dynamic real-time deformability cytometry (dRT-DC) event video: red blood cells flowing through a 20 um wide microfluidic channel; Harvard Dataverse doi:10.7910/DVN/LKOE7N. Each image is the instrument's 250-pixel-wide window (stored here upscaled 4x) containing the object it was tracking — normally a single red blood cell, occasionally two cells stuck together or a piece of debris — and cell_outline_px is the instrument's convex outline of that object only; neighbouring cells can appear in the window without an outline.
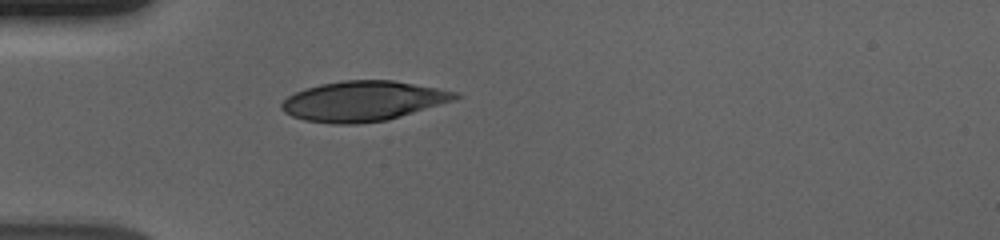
{"species": "human", "species_latin": "Homo sapiens", "temperature_condition": "cold", "stored_images_in_passage": 40, "camera_frame_rate_fps": 3000, "um_per_image_px": 0.085, "donor": {"sex": "male"}, "frame": {"image": 1, "passage_image": 1, "time_ms": 0.0, "image_size_px": [1000, 240], "cell_outline_px": [[464, 96], [456, 100], [388, 120], [356, 124], [332, 124], [304, 120], [292, 116], [284, 112], [280, 108], [280, 104], [288, 96], [304, 88], [320, 84], [344, 80], [392, 80], [460, 92]], "centroid_in_image_um": [30.89, 8.59], "position_along_channel_um": 54.1, "area_um2": 40.81}}
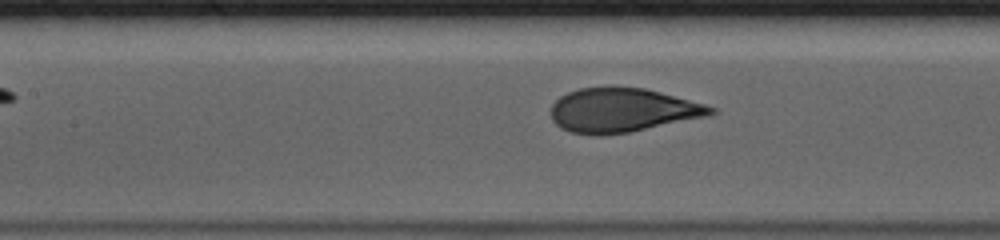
{"frame": {"image": 2, "passage_image": 10, "time_ms": 3.0, "image_size_px": [1000, 240], "cell_outline_px": [[716, 112], [708, 116], [628, 132], [600, 136], [596, 136], [572, 132], [560, 128], [552, 120], [552, 104], [560, 96], [568, 92], [580, 88], [644, 88], [660, 92], [704, 104], [716, 108]], "centroid_in_image_um": [52.88, 9.38], "position_along_channel_um": 154.5, "area_um2": 40.52}}
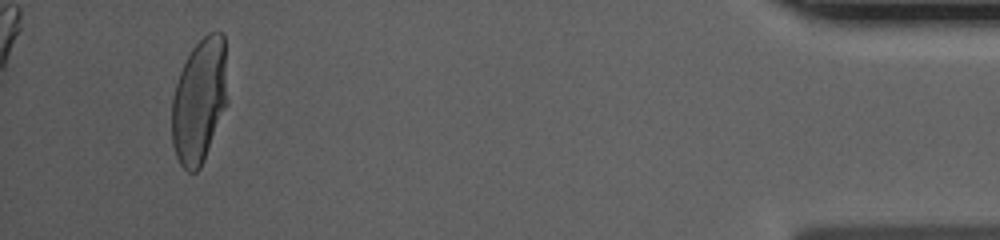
{"frame": {"image": 3, "passage_image": 37, "time_ms": 12.0, "image_size_px": [1000, 240], "cell_outline_px": [[228, 104], [204, 160], [200, 168], [196, 172], [188, 172], [180, 164], [176, 156], [172, 144], [172, 100], [176, 84], [180, 72], [192, 48], [208, 32], [224, 32], [228, 100]], "centroid_in_image_um": [16.97, 8.57], "position_along_channel_um": 418.2, "area_um2": 40.81}, "authors_computed_cell_mechanics": {"area_um2": 41.5293, "velocity_mm_per_s": 3.6828, "shape_relaxation_time_tau1_ms": 4.536, "shape_relaxation_time_tau2_ms": null, "deformation_change_tau1": 0.2051, "deformation_change_tau2": null}}